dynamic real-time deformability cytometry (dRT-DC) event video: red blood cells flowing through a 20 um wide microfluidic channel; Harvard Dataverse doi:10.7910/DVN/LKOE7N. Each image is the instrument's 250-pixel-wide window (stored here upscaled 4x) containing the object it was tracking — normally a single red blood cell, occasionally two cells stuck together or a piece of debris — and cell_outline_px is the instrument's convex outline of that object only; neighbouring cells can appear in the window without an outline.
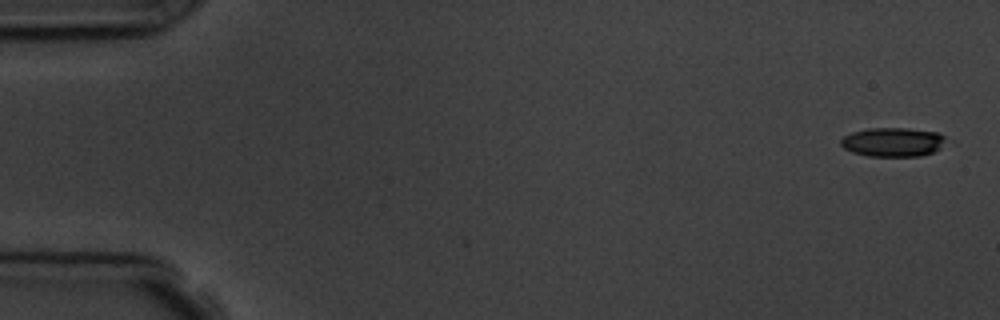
{"species": "common noctule bat (a hibernating species)", "species_latin": "Nyctalus noctula", "temperature_condition": "room temperature", "stored_images_in_passage": 7, "camera_frame_rate_fps": 3000, "um_per_image_px": 0.085, "animal": {"sex": "male", "body_mass_g": 19.5, "forearm_length_mm": 54.6}, "frame": {"image": 1, "passage_image": 1, "time_ms": 0.0, "image_size_px": [1000, 320], "cell_outline_px": [[944, 136], [940, 148], [932, 152], [920, 156], [868, 156], [852, 152], [844, 148], [840, 144], [840, 140], [844, 136], [852, 132], [868, 128], [908, 128], [940, 132]], "centroid_in_image_um": [75.86, 12.07], "position_along_channel_um": 9.1, "area_um2": 17.74}}
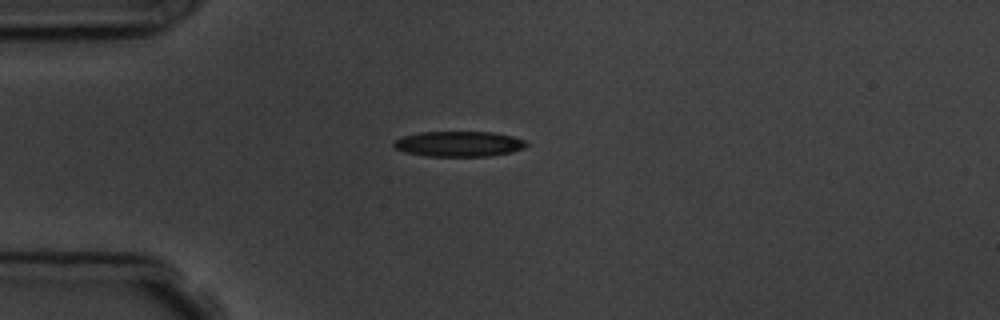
{"frame": {"image": 2, "passage_image": 5, "time_ms": 4.333, "image_size_px": [1000, 320], "cell_outline_px": [[528, 144], [524, 148], [512, 152], [488, 156], [428, 156], [404, 152], [396, 148], [392, 144], [392, 140], [404, 136], [420, 132], [496, 132], [528, 140]], "centroid_in_image_um": [39.03, 12.23], "position_along_channel_um": 46.0, "area_um2": 19.77}}
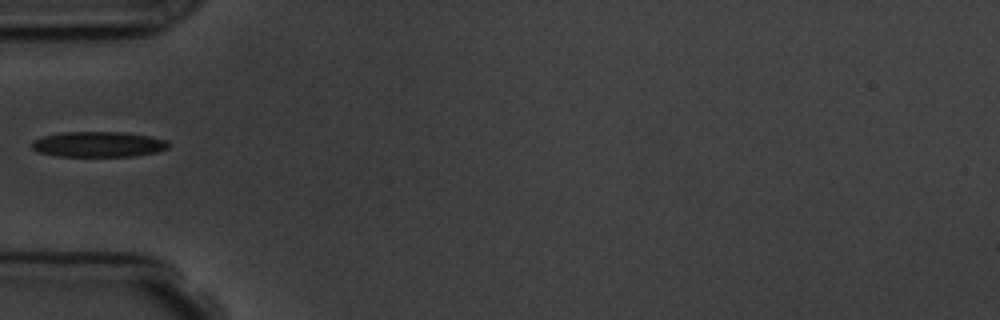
{"frame": {"image": 3, "passage_image": 6, "time_ms": 5.667, "image_size_px": [1000, 320], "cell_outline_px": [[168, 148], [156, 152], [132, 156], [56, 156], [36, 152], [32, 148], [32, 140], [40, 136], [60, 132], [124, 132], [148, 136], [164, 140], [168, 144]], "centroid_in_image_um": [8.27, 12.26], "position_along_channel_um": 76.7, "area_um2": 20.29}}